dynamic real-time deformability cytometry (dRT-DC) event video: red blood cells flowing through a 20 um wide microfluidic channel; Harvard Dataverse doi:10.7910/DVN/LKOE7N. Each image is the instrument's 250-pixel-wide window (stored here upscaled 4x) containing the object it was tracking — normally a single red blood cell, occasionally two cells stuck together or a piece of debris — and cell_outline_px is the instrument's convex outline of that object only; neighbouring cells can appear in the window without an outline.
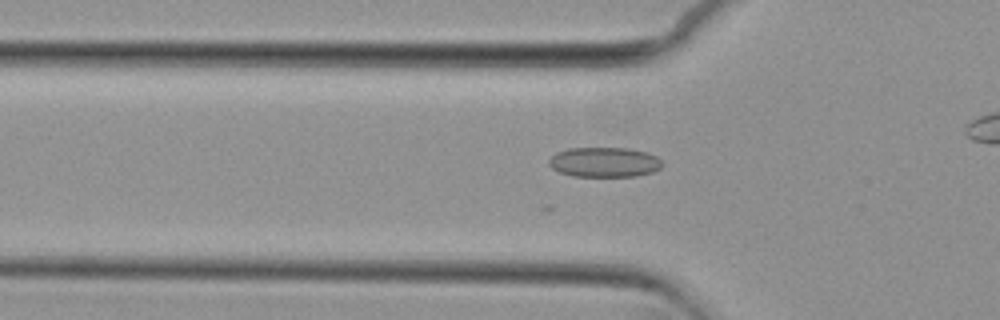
{"species": "common noctule bat (a hibernating species)", "species_latin": "Nyctalus noctula", "temperature_condition": "cold", "stored_images_in_passage": 28, "camera_frame_rate_fps": 3000, "um_per_image_px": 0.085, "animal": {"sex": "female", "body_mass_g": 29.2, "forearm_length_mm": 56.3}, "frame": {"image": 1, "passage_image": 5, "time_ms": 1.333, "image_size_px": [1000, 320], "cell_outline_px": [[664, 164], [660, 168], [652, 172], [636, 176], [572, 176], [560, 172], [552, 168], [548, 164], [548, 160], [556, 152], [568, 148], [628, 148], [648, 152], [656, 156]], "centroid_in_image_um": [51.37, 13.78], "position_along_channel_um": 74.4, "area_um2": 19.83}}
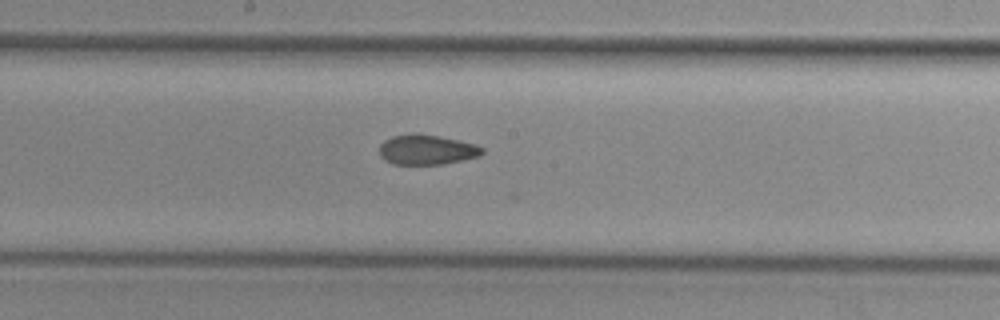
{"frame": {"image": 2, "passage_image": 16, "time_ms": 5.0, "image_size_px": [1000, 320], "cell_outline_px": [[484, 152], [480, 156], [444, 164], [392, 164], [384, 160], [380, 156], [380, 144], [384, 140], [392, 136], [412, 132], [416, 132], [440, 136], [476, 144], [484, 148]], "centroid_in_image_um": [36.26, 12.71], "position_along_channel_um": 211.9, "area_um2": 18.26}}
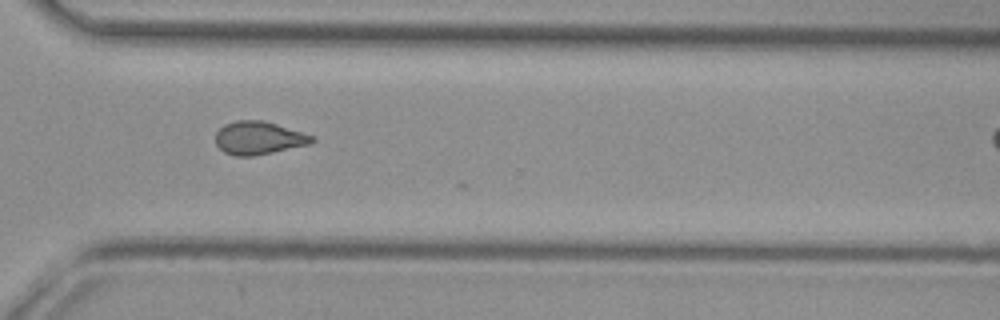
{"frame": {"image": 3, "passage_image": 27, "time_ms": 8.667, "image_size_px": [1000, 320], "cell_outline_px": [[316, 140], [312, 144], [252, 156], [236, 156], [224, 152], [216, 144], [216, 132], [224, 124], [236, 120], [264, 120], [312, 136]], "centroid_in_image_um": [21.97, 11.73], "position_along_channel_um": 348.6, "area_um2": 18.44}}